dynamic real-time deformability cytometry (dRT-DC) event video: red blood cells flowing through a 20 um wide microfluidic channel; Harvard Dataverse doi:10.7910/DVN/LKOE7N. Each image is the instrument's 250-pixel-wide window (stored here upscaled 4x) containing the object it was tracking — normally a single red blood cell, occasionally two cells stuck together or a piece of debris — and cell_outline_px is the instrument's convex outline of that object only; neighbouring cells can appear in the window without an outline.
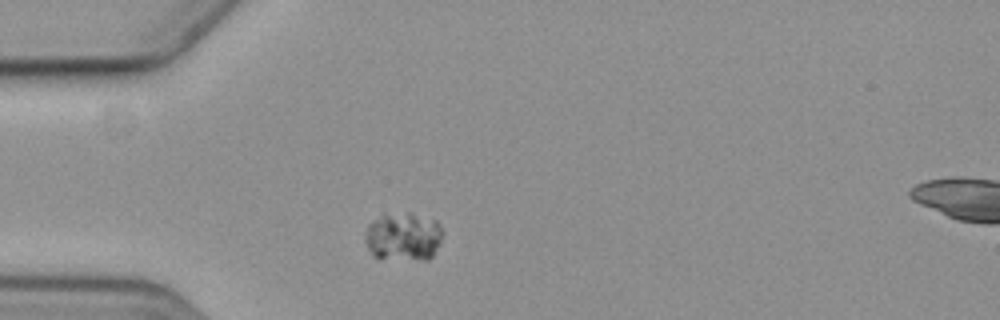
{"species": "common noctule bat (a hibernating species)", "species_latin": "Nyctalus noctula", "temperature_condition": "cold", "stored_images_in_passage": 4, "camera_frame_rate_fps": 3000, "um_per_image_px": 0.085, "animal": {"sex": "female", "body_mass_g": 19.3, "forearm_length_mm": 54.1}, "frame": {"image": 1, "passage_image": 1, "time_ms": 0.0, "image_size_px": [1000, 320], "cell_outline_px": [[444, 232], [440, 244], [432, 256], [428, 260], [380, 260], [372, 256], [364, 240], [364, 232], [368, 224], [384, 212], [412, 212], [436, 220], [440, 224]], "centroid_in_image_um": [34.26, 20.11], "position_along_channel_um": 50.7, "area_um2": 23.06}}
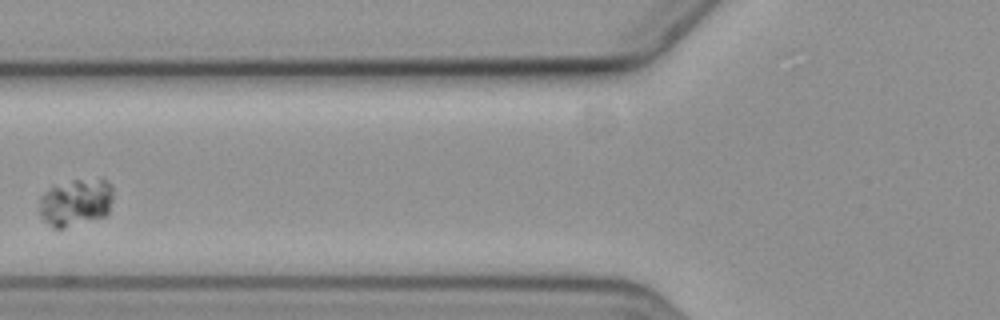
{"frame": {"image": 2, "passage_image": 3, "time_ms": 2.333, "image_size_px": [1000, 320], "cell_outline_px": [[112, 200], [108, 216], [64, 228], [52, 228], [40, 216], [40, 196], [52, 184], [72, 180], [100, 176], [112, 188]], "centroid_in_image_um": [6.44, 17.18], "position_along_channel_um": 119.4, "area_um2": 21.04}}
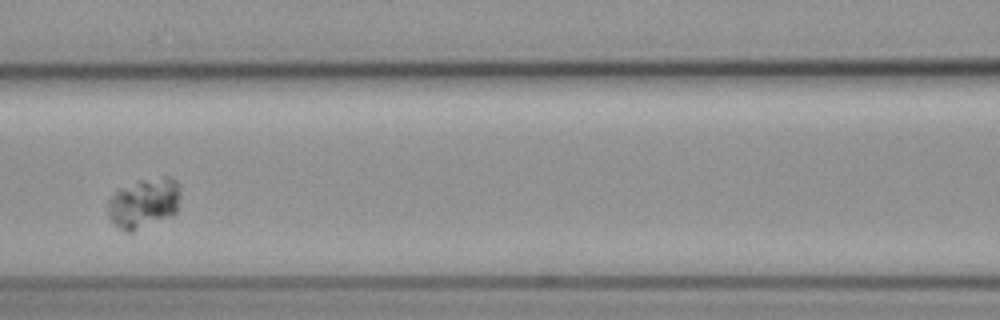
{"frame": {"image": 3, "passage_image": 4, "time_ms": 3.333, "image_size_px": [1000, 320], "cell_outline_px": [[180, 196], [176, 212], [172, 216], [132, 232], [124, 232], [108, 216], [108, 200], [116, 188], [136, 180], [164, 176], [168, 176], [176, 180], [180, 184]], "centroid_in_image_um": [12.23, 17.23], "position_along_channel_um": 154.4, "area_um2": 21.68}}